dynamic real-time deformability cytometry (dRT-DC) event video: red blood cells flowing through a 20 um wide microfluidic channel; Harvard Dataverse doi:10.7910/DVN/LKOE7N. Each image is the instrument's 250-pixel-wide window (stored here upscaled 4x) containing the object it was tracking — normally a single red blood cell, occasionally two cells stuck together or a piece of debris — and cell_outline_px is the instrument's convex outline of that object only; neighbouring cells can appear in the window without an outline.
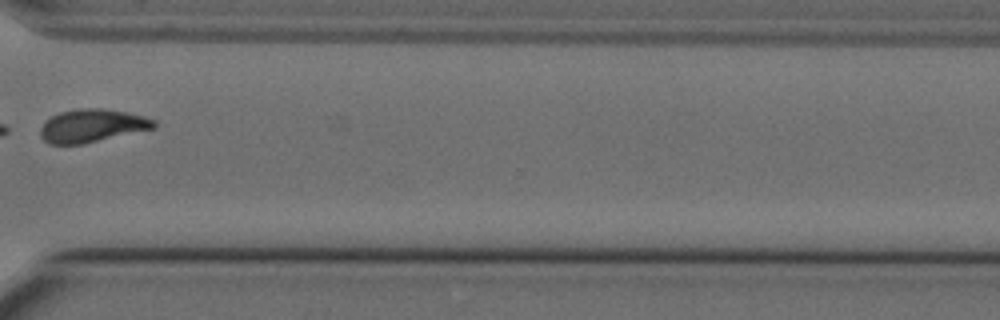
{"species": "Egyptian fruit bat (a non-hibernating species)", "species_latin": "Rousettus aegyptiacus", "temperature_condition": "cold", "stored_images_in_passage": 12, "camera_frame_rate_fps": 3000, "um_per_image_px": 0.085, "animal": {"sex": "female"}, "frame": {"image": 1, "passage_image": 10, "time_ms": 3.0, "image_size_px": [1000, 320], "cell_outline_px": [[156, 128], [84, 144], [48, 144], [40, 136], [40, 128], [52, 116], [60, 112], [80, 108], [104, 108], [128, 112], [144, 116], [156, 120]], "centroid_in_image_um": [7.86, 10.69], "position_along_channel_um": 362.7, "area_um2": 22.02}}